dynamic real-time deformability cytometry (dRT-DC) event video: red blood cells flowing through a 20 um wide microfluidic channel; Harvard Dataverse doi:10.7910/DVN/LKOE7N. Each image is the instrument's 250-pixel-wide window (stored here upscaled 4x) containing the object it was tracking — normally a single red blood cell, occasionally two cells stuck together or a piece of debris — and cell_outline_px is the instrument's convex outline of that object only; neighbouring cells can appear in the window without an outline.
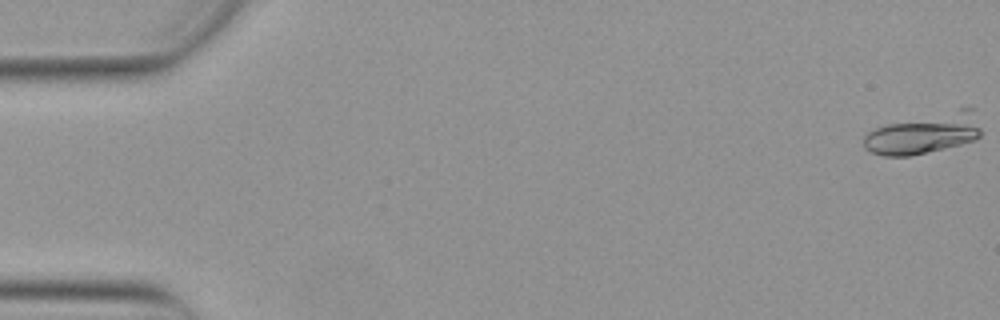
{"species": "Egyptian fruit bat (a non-hibernating species)", "species_latin": "Rousettus aegyptiacus", "temperature_condition": "warm", "stored_images_in_passage": 20, "camera_frame_rate_fps": 3000, "um_per_image_px": 0.085, "animal": {"sex": "female"}, "frame": {"image": 1, "passage_image": 1, "time_ms": 0.0, "image_size_px": [1000, 320], "cell_outline_px": [[980, 136], [976, 140], [944, 148], [908, 156], [884, 156], [872, 152], [864, 148], [864, 136], [868, 132], [876, 128], [888, 124], [960, 108], [972, 108], [980, 128]], "centroid_in_image_um": [78.54, 11.36], "position_along_channel_um": 6.5, "area_um2": 27.05}}
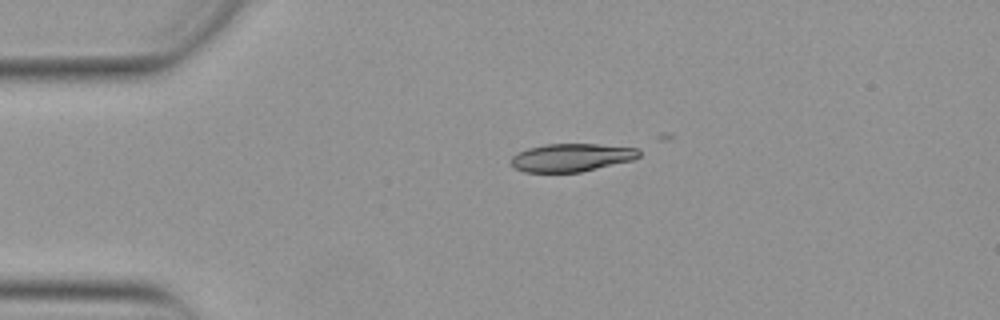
{"frame": {"image": 2, "passage_image": 12, "time_ms": 3.667, "image_size_px": [1000, 320], "cell_outline_px": [[640, 156], [632, 160], [580, 172], [524, 172], [512, 168], [512, 156], [516, 152], [528, 148], [544, 144], [596, 144], [636, 148], [640, 152]], "centroid_in_image_um": [48.52, 13.39], "position_along_channel_um": 36.5, "area_um2": 20.87}}
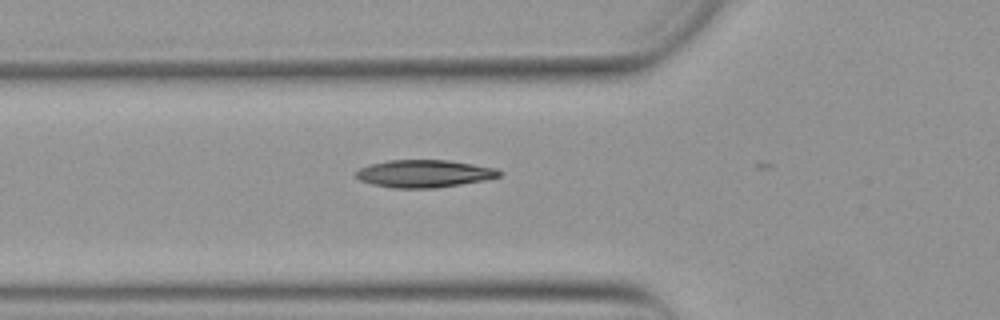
{"frame": {"image": 3, "passage_image": 19, "time_ms": 6.0, "image_size_px": [1000, 320], "cell_outline_px": [[500, 176], [484, 180], [436, 188], [392, 188], [372, 184], [360, 180], [356, 176], [356, 172], [360, 168], [368, 164], [388, 160], [448, 160], [496, 168], [500, 172]], "centroid_in_image_um": [36.02, 14.75], "position_along_channel_um": 89.8, "area_um2": 22.89}}